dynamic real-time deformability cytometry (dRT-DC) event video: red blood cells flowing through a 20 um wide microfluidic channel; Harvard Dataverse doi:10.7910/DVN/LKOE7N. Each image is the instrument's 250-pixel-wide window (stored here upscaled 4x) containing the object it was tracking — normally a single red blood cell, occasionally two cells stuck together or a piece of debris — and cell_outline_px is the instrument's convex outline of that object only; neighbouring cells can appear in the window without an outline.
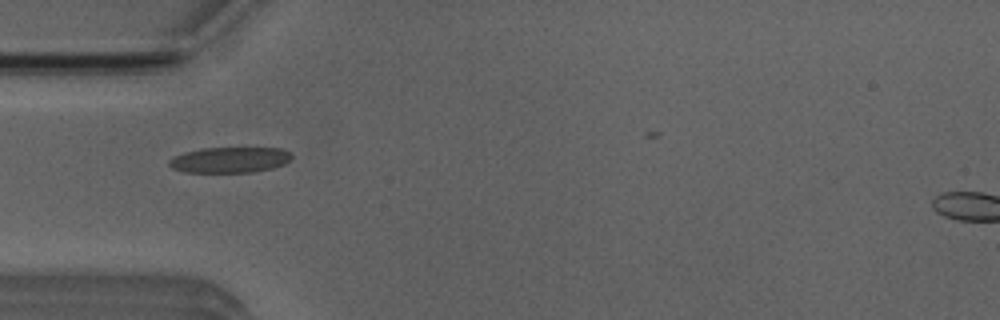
{"species": "Egyptian fruit bat (a non-hibernating species)", "species_latin": "Rousettus aegyptiacus", "temperature_condition": "room temperature", "stored_images_in_passage": 31, "camera_frame_rate_fps": 3000, "um_per_image_px": 0.085, "animal": {"sex": "male"}, "frame": {"image": 1, "passage_image": 2, "time_ms": 0.333, "image_size_px": [1000, 320], "cell_outline_px": [[292, 156], [284, 164], [272, 168], [252, 172], [184, 172], [172, 168], [168, 164], [168, 160], [184, 152], [200, 148], [284, 148]], "centroid_in_image_um": [19.51, 13.58], "position_along_channel_um": 65.5, "area_um2": 18.26}}
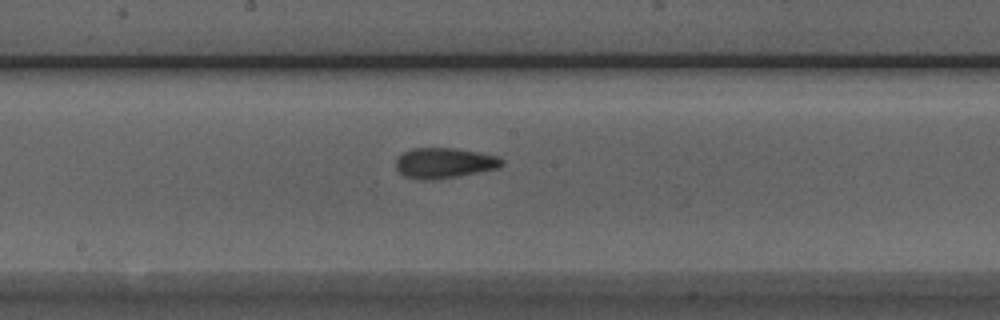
{"frame": {"image": 2, "passage_image": 13, "time_ms": 4.0, "image_size_px": [1000, 320], "cell_outline_px": [[504, 164], [496, 168], [456, 176], [424, 180], [420, 180], [404, 176], [396, 168], [396, 160], [404, 152], [412, 148], [452, 148], [476, 152], [496, 156], [504, 160]], "centroid_in_image_um": [37.73, 13.85], "position_along_channel_um": 210.5, "area_um2": 18.32}}
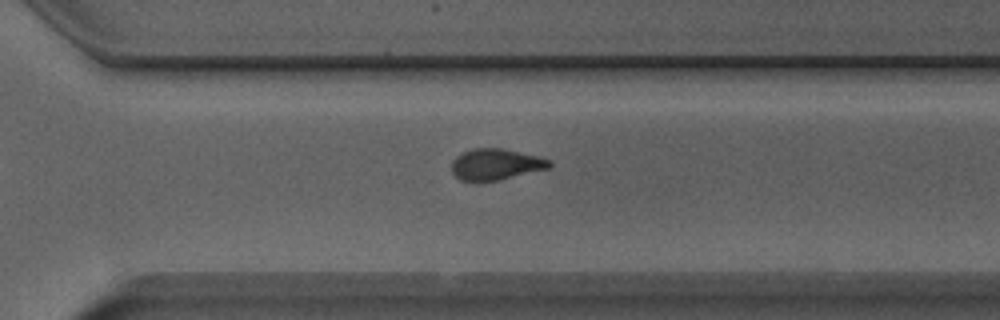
{"frame": {"image": 3, "passage_image": 22, "time_ms": 7.0, "image_size_px": [1000, 320], "cell_outline_px": [[552, 164], [548, 168], [496, 180], [460, 180], [452, 172], [452, 160], [456, 156], [472, 148], [500, 148], [536, 156], [552, 160]], "centroid_in_image_um": [42.12, 13.95], "position_along_channel_um": 328.5, "area_um2": 17.28}}